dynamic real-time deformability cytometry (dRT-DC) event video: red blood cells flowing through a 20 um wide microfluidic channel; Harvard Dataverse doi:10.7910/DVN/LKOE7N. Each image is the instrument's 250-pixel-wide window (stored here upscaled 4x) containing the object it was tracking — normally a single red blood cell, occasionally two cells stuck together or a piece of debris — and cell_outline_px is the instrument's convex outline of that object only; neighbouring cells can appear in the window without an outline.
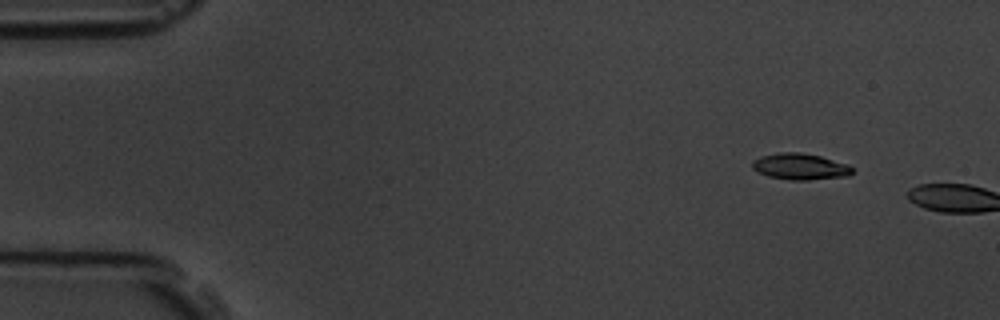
{"species": "common noctule bat (a hibernating species)", "species_latin": "Nyctalus noctula", "temperature_condition": "room temperature", "stored_images_in_passage": 2, "camera_frame_rate_fps": 3000, "um_per_image_px": 0.085, "animal": {"sex": "male", "body_mass_g": 19.5, "forearm_length_mm": 54.6}, "frame": {"image": 1, "passage_image": 1, "time_ms": 0.0, "image_size_px": [1000, 320], "cell_outline_px": [[852, 172], [848, 176], [808, 180], [788, 180], [768, 176], [752, 168], [752, 160], [760, 156], [776, 152], [800, 152], [820, 156], [848, 164], [852, 168]], "centroid_in_image_um": [67.99, 14.15], "position_along_channel_um": 17.0, "area_um2": 15.37}}